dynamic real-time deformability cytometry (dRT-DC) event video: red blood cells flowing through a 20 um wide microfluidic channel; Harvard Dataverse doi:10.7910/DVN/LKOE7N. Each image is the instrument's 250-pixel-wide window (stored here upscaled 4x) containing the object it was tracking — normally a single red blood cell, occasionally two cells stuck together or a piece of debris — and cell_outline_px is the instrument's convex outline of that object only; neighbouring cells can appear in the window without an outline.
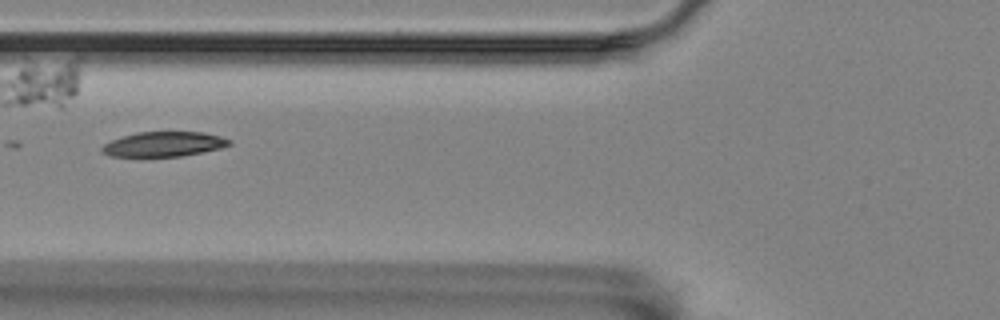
{"species": "Egyptian fruit bat (a non-hibernating species)", "species_latin": "Rousettus aegyptiacus", "temperature_condition": "room temperature", "stored_images_in_passage": 11, "camera_frame_rate_fps": 3000, "um_per_image_px": 0.085, "animal": {"sex": "female"}, "frame": {"image": 1, "passage_image": 2, "time_ms": 0.333, "image_size_px": [1000, 320], "cell_outline_px": [[232, 144], [220, 148], [180, 156], [144, 160], [112, 156], [100, 152], [100, 148], [104, 144], [112, 140], [136, 132], [204, 132], [220, 136], [232, 140]], "centroid_in_image_um": [13.84, 12.3], "position_along_channel_um": 112.0, "area_um2": 19.25}}
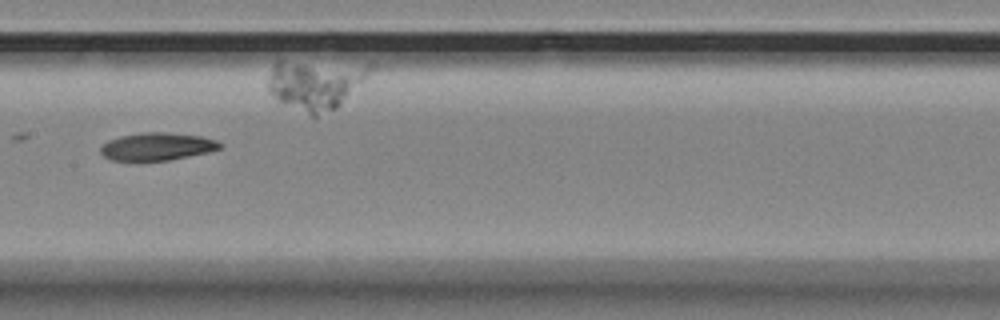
{"frame": {"image": 2, "passage_image": 4, "time_ms": 1.0, "image_size_px": [1000, 320], "cell_outline_px": [[224, 144], [220, 148], [208, 152], [168, 160], [112, 160], [104, 156], [100, 152], [100, 148], [108, 140], [120, 136], [144, 132], [164, 132], [200, 136], [216, 140]], "centroid_in_image_um": [13.36, 12.44], "position_along_channel_um": 194.0, "area_um2": 19.02}}
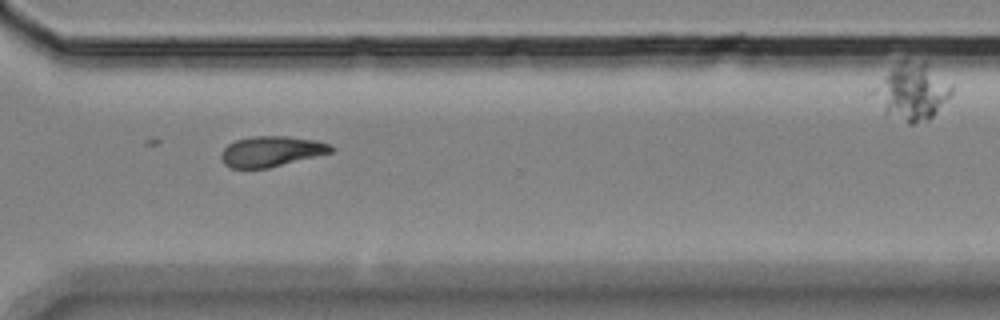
{"frame": {"image": 3, "passage_image": 8, "time_ms": 2.333, "image_size_px": [1000, 320], "cell_outline_px": [[332, 152], [268, 168], [228, 168], [224, 164], [220, 156], [220, 152], [228, 144], [236, 140], [252, 136], [288, 136], [316, 140], [332, 144]], "centroid_in_image_um": [23.03, 12.86], "position_along_channel_um": 347.6, "area_um2": 19.54}}